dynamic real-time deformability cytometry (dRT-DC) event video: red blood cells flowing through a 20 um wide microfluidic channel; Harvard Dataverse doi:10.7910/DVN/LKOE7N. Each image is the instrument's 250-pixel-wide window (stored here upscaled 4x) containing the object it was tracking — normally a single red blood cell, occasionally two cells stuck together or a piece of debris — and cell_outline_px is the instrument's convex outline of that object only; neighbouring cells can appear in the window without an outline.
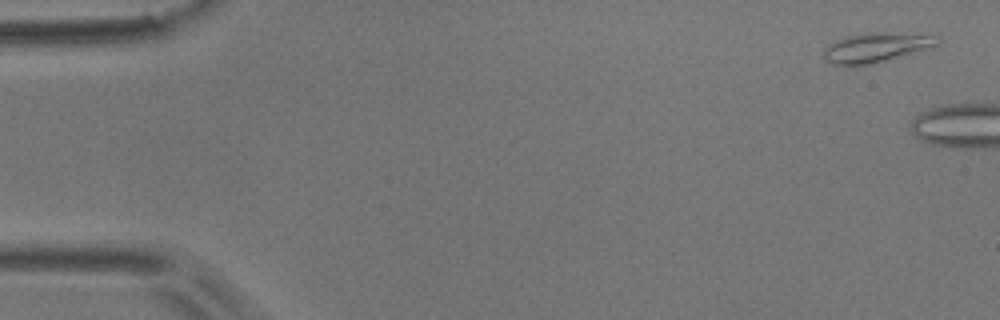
{"species": "common noctule bat (a hibernating species)", "species_latin": "Nyctalus noctula", "temperature_condition": "room temperature", "stored_images_in_passage": 2, "camera_frame_rate_fps": 3000, "um_per_image_px": 0.085, "animal": {"sex": "male", "body_mass_g": 17.9}, "frame": {"image": 1, "passage_image": 1, "time_ms": 0.0, "image_size_px": [1000, 320], "cell_outline_px": [[940, 40], [936, 44], [912, 52], [872, 64], [848, 68], [832, 64], [824, 60], [824, 48], [828, 44], [844, 36], [864, 32], [936, 32], [940, 36]], "centroid_in_image_um": [74.46, 4.01], "position_along_channel_um": 10.5, "area_um2": 20.46}}